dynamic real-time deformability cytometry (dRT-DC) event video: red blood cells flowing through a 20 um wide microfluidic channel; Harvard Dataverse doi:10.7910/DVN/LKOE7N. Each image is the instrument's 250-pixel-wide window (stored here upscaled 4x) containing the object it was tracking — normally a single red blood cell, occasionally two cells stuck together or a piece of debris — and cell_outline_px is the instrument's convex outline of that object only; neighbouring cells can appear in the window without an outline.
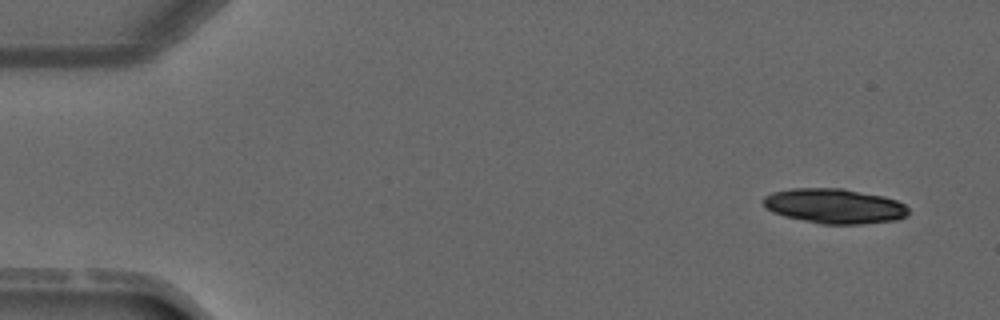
{"species": "common noctule bat (a hibernating species)", "species_latin": "Nyctalus noctula", "temperature_condition": "warm", "stored_images_in_passage": 4, "camera_frame_rate_fps": 3000, "um_per_image_px": 0.085, "animal": {"sex": "male", "forearm_length_mm": 52.5}, "frame": {"image": 1, "passage_image": 1, "time_ms": 0.0, "image_size_px": [1000, 320], "cell_outline_px": [[908, 216], [896, 220], [860, 224], [820, 224], [784, 216], [772, 212], [764, 208], [760, 200], [764, 196], [772, 192], [792, 188], [844, 188], [884, 196], [896, 200], [904, 204], [908, 208]], "centroid_in_image_um": [70.89, 17.51], "position_along_channel_um": 14.1, "area_um2": 29.88}}